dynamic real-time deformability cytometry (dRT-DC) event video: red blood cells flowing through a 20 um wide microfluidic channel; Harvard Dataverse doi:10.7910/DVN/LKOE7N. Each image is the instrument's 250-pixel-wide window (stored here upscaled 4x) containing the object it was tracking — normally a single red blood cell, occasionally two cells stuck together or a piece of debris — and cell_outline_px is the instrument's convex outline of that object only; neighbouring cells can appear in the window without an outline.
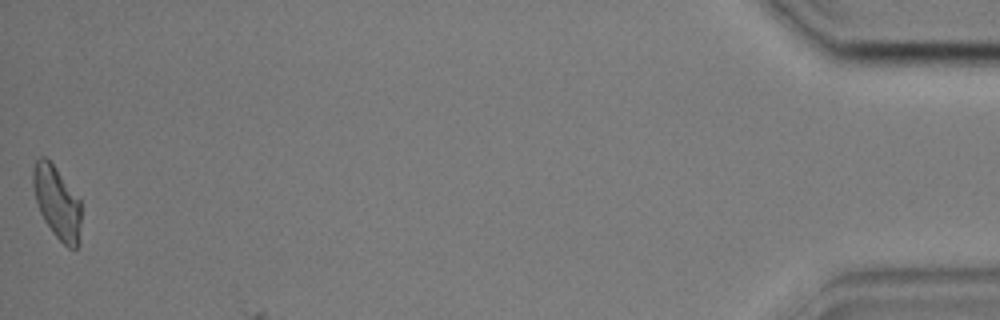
{"species": "common noctule bat (a hibernating species)", "species_latin": "Nyctalus noctula", "temperature_condition": "cold", "stored_images_in_passage": 42, "segment_of_instrument_passage": [2, 2], "camera_frame_rate_fps": 3000, "um_per_image_px": 0.085, "animal": {"sex": "male", "body_mass_g": 17.9, "forearm_length_mm": 54.2}, "frame": {"image": 1, "passage_image": 42, "time_ms": 13.667, "image_size_px": [1000, 320], "cell_outline_px": [[80, 244], [76, 248], [68, 248], [52, 232], [44, 220], [40, 212], [36, 200], [32, 184], [32, 168], [36, 160], [40, 156], [44, 156], [56, 168], [80, 200]], "centroid_in_image_um": [4.83, 17.22], "position_along_channel_um": 430.4, "area_um2": 20.23}}